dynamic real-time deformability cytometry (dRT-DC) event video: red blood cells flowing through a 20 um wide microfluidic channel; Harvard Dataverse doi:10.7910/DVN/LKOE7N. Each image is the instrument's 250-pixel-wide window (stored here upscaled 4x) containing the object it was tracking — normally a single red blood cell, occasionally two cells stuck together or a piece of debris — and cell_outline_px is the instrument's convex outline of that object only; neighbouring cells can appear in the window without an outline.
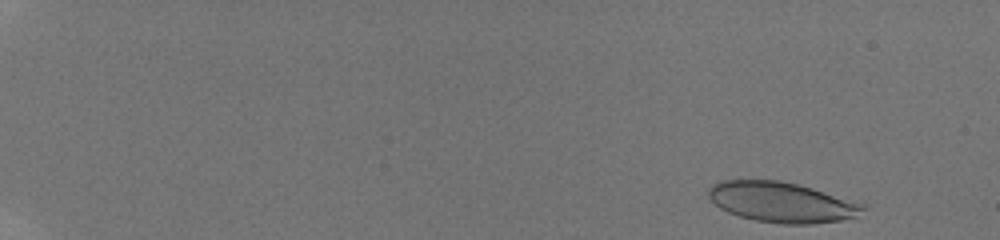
{"species": "human", "species_latin": "Homo sapiens", "temperature_condition": "room temperature", "stored_images_in_passage": 49, "camera_frame_rate_fps": 3000, "um_per_image_px": 0.085, "donor": {"sex": "male"}, "frame": {"image": 1, "passage_image": 2, "time_ms": 0.333, "image_size_px": [1000, 240], "cell_outline_px": [[864, 208], [856, 216], [840, 220], [812, 224], [780, 224], [756, 220], [740, 216], [728, 212], [720, 208], [708, 196], [708, 188], [712, 184], [720, 180], [780, 180], [812, 188], [864, 204]], "centroid_in_image_um": [66.39, 17.18], "position_along_channel_um": 18.6, "area_um2": 35.95}}
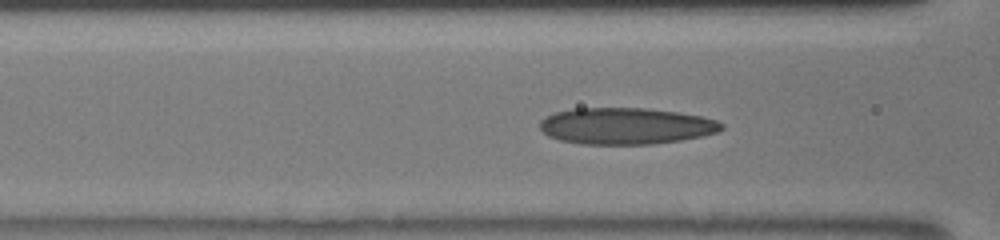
{"frame": {"image": 2, "passage_image": 22, "time_ms": 7.0, "image_size_px": [1000, 240], "cell_outline_px": [[724, 128], [716, 132], [700, 136], [680, 140], [652, 144], [580, 144], [560, 140], [548, 136], [540, 128], [540, 120], [556, 112], [576, 108], [648, 108], [676, 112], [700, 116], [716, 120], [724, 124]], "centroid_in_image_um": [53.19, 10.71], "position_along_channel_um": 113.4, "area_um2": 38.49}}
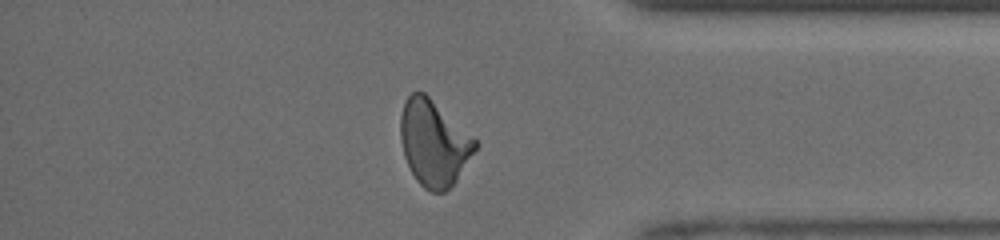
{"frame": {"image": 3, "passage_image": 43, "time_ms": 14.0, "image_size_px": [1000, 240], "cell_outline_px": [[480, 144], [456, 180], [444, 192], [432, 192], [424, 188], [416, 180], [404, 156], [400, 140], [400, 116], [404, 104], [408, 96], [412, 92], [424, 92], [476, 140]], "centroid_in_image_um": [36.86, 12.17], "position_along_channel_um": 398.3, "area_um2": 36.88}, "authors_computed_cell_mechanics": {"area_um2": 36.8764, "velocity_mm_per_s": 4.2101, "shape_relaxation_time_tau1_ms": 10.1158, "shape_relaxation_time_tau2_ms": 1.4917, "deformation_change_tau1": 0.2962, "deformation_change_tau2": 0.091}}